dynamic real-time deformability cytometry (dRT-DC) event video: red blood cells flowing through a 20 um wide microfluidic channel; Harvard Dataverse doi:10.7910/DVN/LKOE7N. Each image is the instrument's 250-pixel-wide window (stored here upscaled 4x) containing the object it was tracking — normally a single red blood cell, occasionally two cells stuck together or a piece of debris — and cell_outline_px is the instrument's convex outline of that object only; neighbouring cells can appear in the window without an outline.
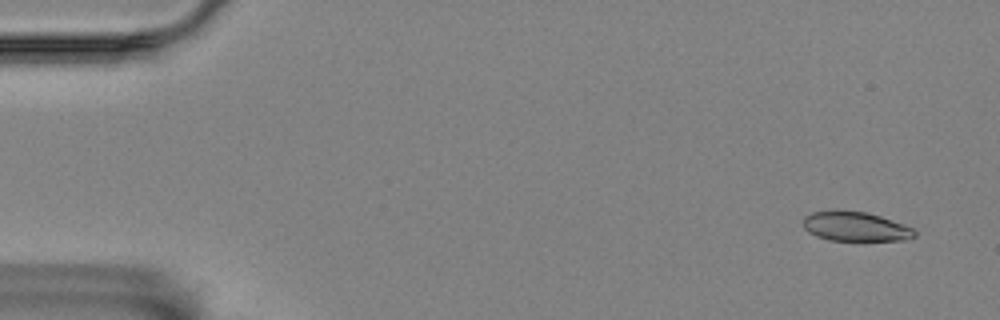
{"species": "Egyptian fruit bat (a non-hibernating species)", "species_latin": "Rousettus aegyptiacus", "temperature_condition": "room temperature", "stored_images_in_passage": 4, "camera_frame_rate_fps": 3000, "um_per_image_px": 0.085, "animal": {"sex": "female"}, "frame": {"image": 1, "passage_image": 1, "time_ms": 0.0, "image_size_px": [1000, 320], "cell_outline_px": [[916, 236], [908, 240], [828, 240], [816, 236], [808, 232], [804, 228], [804, 216], [812, 212], [864, 212], [880, 216], [904, 224], [912, 228], [916, 232]], "centroid_in_image_um": [72.74, 19.28], "position_along_channel_um": 12.3, "area_um2": 18.67}}
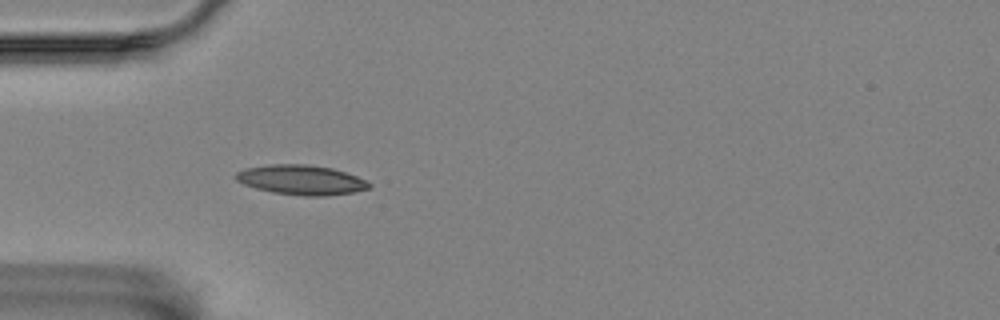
{"frame": {"image": 2, "passage_image": 4, "time_ms": 4.667, "image_size_px": [1000, 320], "cell_outline_px": [[372, 184], [368, 188], [352, 192], [324, 196], [304, 196], [272, 192], [256, 188], [244, 184], [236, 180], [236, 172], [244, 168], [272, 164], [308, 164], [332, 168], [356, 176]], "centroid_in_image_um": [25.57, 15.28], "position_along_channel_um": 59.4, "area_um2": 22.89}}